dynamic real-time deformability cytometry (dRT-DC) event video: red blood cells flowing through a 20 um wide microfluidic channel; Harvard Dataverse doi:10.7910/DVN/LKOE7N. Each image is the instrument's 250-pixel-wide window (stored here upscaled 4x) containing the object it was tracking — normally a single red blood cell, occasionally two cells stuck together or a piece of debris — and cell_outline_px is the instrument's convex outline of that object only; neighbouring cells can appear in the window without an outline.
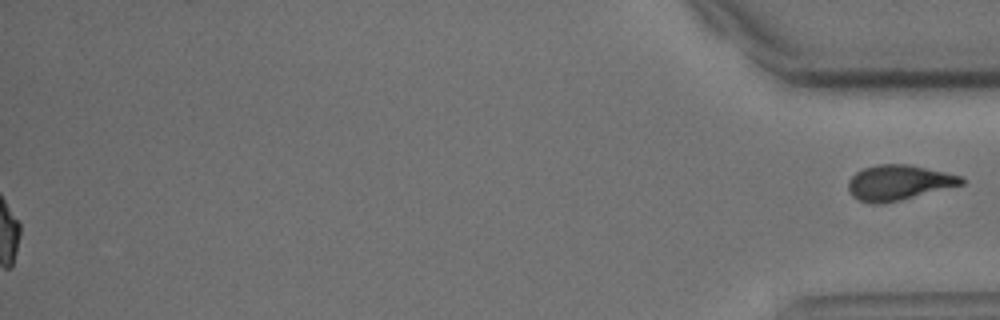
{"species": "common noctule bat (a hibernating species)", "species_latin": "Nyctalus noctula", "temperature_condition": "cold", "stored_images_in_passage": 57, "segment_of_instrument_passage": [2, 2], "camera_frame_rate_fps": 3000, "um_per_image_px": 0.085, "animal": {"sex": "male", "body_mass_g": 15.6}, "frame": {"image": 1, "passage_image": 57, "time_ms": 18.667, "image_size_px": [1000, 320], "cell_outline_px": [[964, 184], [900, 200], [880, 204], [872, 204], [860, 200], [852, 196], [848, 192], [848, 180], [856, 172], [864, 168], [876, 164], [908, 164], [964, 176]], "centroid_in_image_um": [76.37, 15.52], "position_along_channel_um": 358.8, "area_um2": 23.24}}